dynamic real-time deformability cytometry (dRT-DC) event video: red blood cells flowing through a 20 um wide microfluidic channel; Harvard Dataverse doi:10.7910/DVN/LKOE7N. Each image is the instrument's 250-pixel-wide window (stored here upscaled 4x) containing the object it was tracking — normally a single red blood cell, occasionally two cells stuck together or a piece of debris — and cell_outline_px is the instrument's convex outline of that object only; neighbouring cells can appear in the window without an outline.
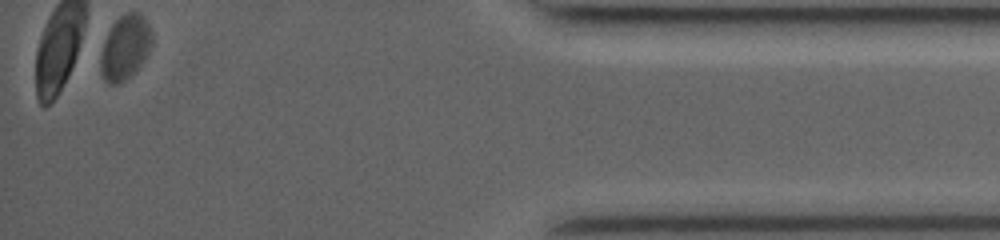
{"species": "common noctule bat (a hibernating species)", "species_latin": "Nyctalus noctula", "temperature_condition": "room temperature", "stored_images_in_passage": 46, "camera_frame_rate_fps": 3500, "um_per_image_px": 0.085, "animal": {"sex": "female", "body_mass_g": 19.0, "forearm_length_mm": 53.3}, "frame": {"image": 1, "passage_image": 46, "time_ms": 12.857, "image_size_px": [1000, 240], "cell_outline_px": [[152, 44], [144, 60], [136, 72], [120, 84], [108, 84], [104, 80], [100, 72], [100, 56], [104, 40], [112, 24], [120, 16], [128, 12], [136, 12], [144, 16], [152, 28]], "centroid_in_image_um": [10.64, 4.05], "position_along_channel_um": 424.6, "area_um2": 19.71}}